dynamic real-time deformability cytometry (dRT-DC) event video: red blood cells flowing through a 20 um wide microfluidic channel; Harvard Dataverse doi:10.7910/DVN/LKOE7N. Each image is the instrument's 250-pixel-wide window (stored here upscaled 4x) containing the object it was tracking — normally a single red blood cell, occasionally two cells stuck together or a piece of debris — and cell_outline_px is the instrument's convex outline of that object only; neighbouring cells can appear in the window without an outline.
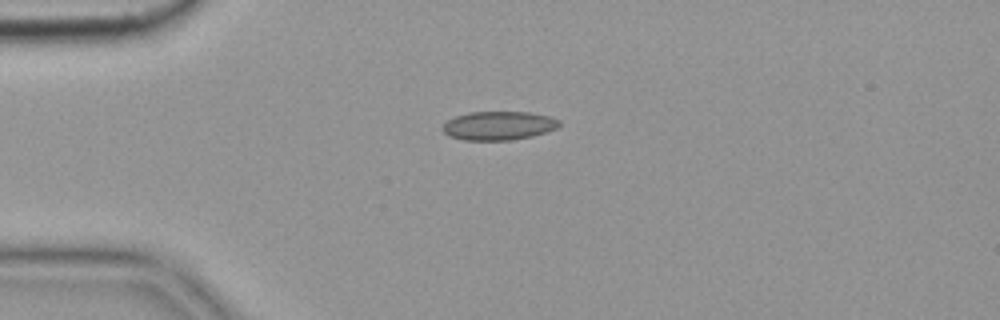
{"species": "common noctule bat (a hibernating species)", "species_latin": "Nyctalus noctula", "temperature_condition": "cold", "stored_images_in_passage": 2, "camera_frame_rate_fps": 3000, "um_per_image_px": 0.085, "animal": {"sex": "female", "body_mass_g": 19.9}, "frame": {"image": 1, "passage_image": 1, "time_ms": 0.0, "image_size_px": [1000, 320], "cell_outline_px": [[560, 124], [556, 128], [548, 132], [532, 136], [512, 140], [464, 140], [448, 136], [440, 128], [448, 120], [456, 116], [468, 112], [528, 112], [548, 116], [560, 120]], "centroid_in_image_um": [42.37, 10.68], "position_along_channel_um": 42.6, "area_um2": 19.59}}